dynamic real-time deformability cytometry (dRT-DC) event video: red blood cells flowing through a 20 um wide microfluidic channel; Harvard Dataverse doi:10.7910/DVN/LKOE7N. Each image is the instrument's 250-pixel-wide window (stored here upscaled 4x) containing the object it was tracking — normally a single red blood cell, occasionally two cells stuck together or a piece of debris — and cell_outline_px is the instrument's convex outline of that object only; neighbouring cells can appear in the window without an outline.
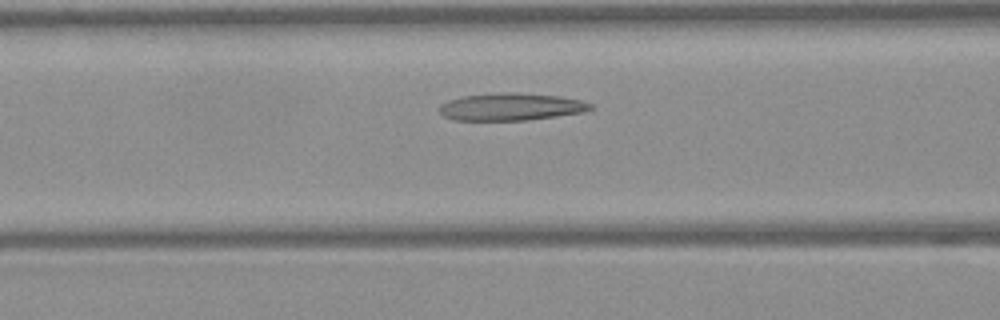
{"species": "Egyptian fruit bat (a non-hibernating species)", "species_latin": "Rousettus aegyptiacus", "temperature_condition": "warm", "stored_images_in_passage": 34, "camera_frame_rate_fps": 3000, "um_per_image_px": 0.085, "frame": {"image": 1, "passage_image": 5, "time_ms": 1.333, "image_size_px": [1000, 320], "cell_outline_px": [[596, 108], [584, 112], [528, 120], [456, 120], [444, 116], [440, 112], [440, 104], [448, 100], [460, 96], [504, 92], [508, 92], [560, 96], [580, 100], [592, 104]], "centroid_in_image_um": [43.45, 9.07], "position_along_channel_um": 123.2, "area_um2": 24.1}}
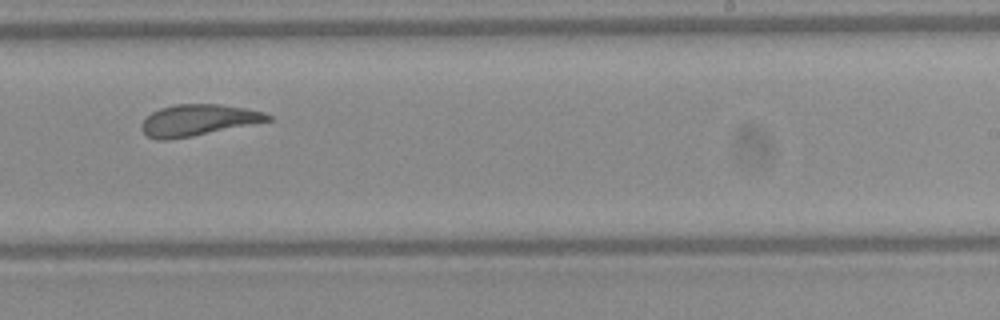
{"frame": {"image": 2, "passage_image": 16, "time_ms": 5.0, "image_size_px": [1000, 320], "cell_outline_px": [[272, 120], [192, 136], [168, 140], [156, 140], [148, 136], [140, 128], [140, 124], [152, 112], [160, 108], [176, 104], [220, 104], [244, 108], [264, 112], [272, 116]], "centroid_in_image_um": [16.81, 10.21], "position_along_channel_um": 272.2, "area_um2": 22.89}}
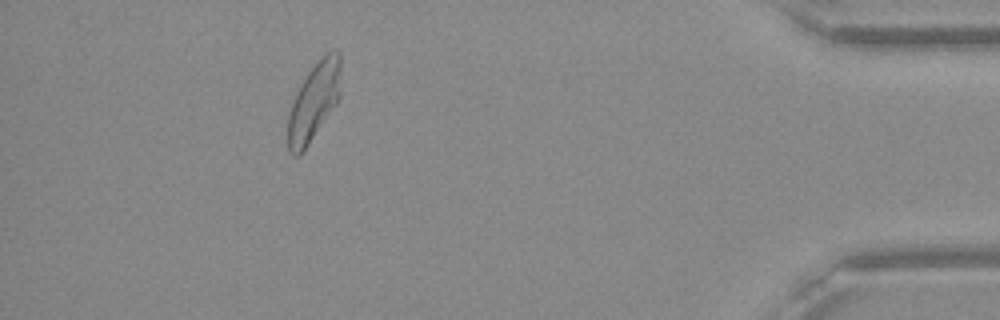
{"frame": {"image": 3, "passage_image": 30, "time_ms": 9.667, "image_size_px": [1000, 320], "cell_outline_px": [[340, 96], [336, 104], [300, 156], [292, 156], [288, 152], [288, 112], [300, 84], [308, 72], [328, 52], [336, 48], [340, 52]], "centroid_in_image_um": [26.67, 8.67], "position_along_channel_um": 408.5, "area_um2": 23.87}, "authors_computed_cell_mechanics": {"area_um2": 23.9003, "velocity_mm_per_s": 4.0597, "shape_relaxation_time_tau1_ms": null, "shape_relaxation_time_tau2_ms": 2.0534, "deformation_change_tau1": null, "deformation_change_tau2": 0.1116}}